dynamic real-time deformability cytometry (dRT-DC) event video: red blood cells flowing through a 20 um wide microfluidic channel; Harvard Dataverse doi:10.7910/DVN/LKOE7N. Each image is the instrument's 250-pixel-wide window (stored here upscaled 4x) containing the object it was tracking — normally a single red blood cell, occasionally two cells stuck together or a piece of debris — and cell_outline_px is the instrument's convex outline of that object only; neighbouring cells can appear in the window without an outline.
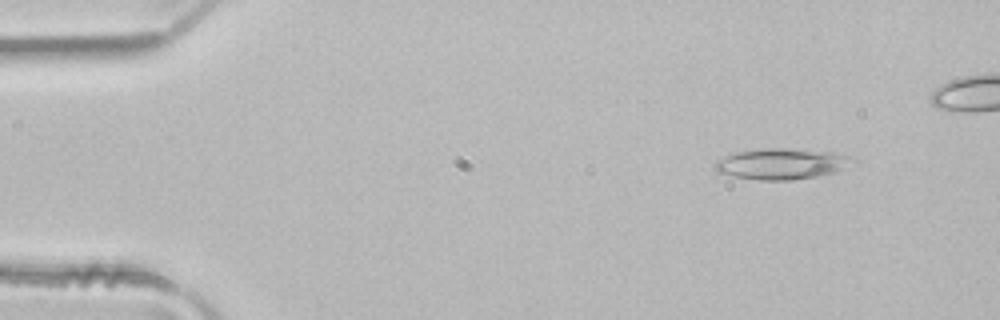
{"species": "common noctule bat (a hibernating species)", "species_latin": "Nyctalus noctula", "temperature_condition": "room temperature", "stored_images_in_passage": 6, "camera_frame_rate_fps": 3000, "um_per_image_px": 0.085, "animal": {"sex": "male", "body_mass_g": 21.5, "forearm_length_mm": 52.0}, "frame": {"image": 1, "passage_image": 2, "time_ms": 0.333, "image_size_px": [1000, 320], "cell_outline_px": [[860, 160], [836, 172], [816, 176], [792, 180], [756, 180], [732, 176], [716, 172], [716, 160], [736, 152], [764, 148], [788, 148], [832, 152], [848, 156]], "centroid_in_image_um": [66.46, 13.93], "position_along_channel_um": 18.5, "area_um2": 24.85}}
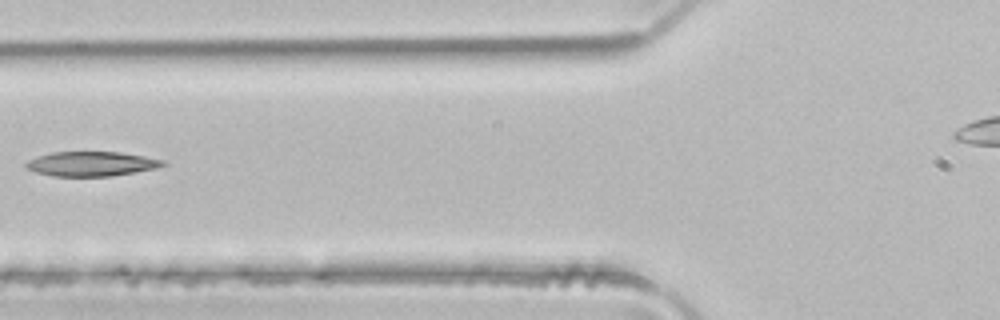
{"frame": {"image": 2, "passage_image": 6, "time_ms": 1.667, "image_size_px": [1000, 320], "cell_outline_px": [[168, 164], [156, 168], [136, 172], [112, 176], [52, 176], [36, 172], [28, 168], [24, 164], [28, 160], [52, 152], [120, 152], [144, 156], [164, 160]], "centroid_in_image_um": [7.81, 13.93], "position_along_channel_um": 118.0, "area_um2": 19.54}}